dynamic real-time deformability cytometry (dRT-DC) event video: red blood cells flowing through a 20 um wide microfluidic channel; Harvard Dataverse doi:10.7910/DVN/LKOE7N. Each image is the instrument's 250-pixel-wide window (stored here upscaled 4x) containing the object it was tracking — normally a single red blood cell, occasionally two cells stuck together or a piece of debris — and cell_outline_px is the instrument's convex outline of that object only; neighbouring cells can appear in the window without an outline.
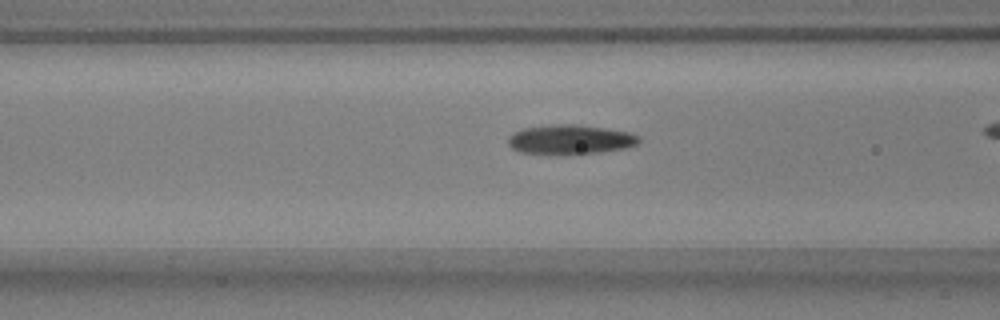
{"species": "common noctule bat (a hibernating species)", "species_latin": "Nyctalus noctula", "temperature_condition": "warm", "stored_images_in_passage": 38, "camera_frame_rate_fps": 3000, "um_per_image_px": 0.085, "animal": {"sex": "male", "body_mass_g": 17.9, "forearm_length_mm": 54.2}, "frame": {"image": 1, "passage_image": 17, "time_ms": 5.333, "image_size_px": [1000, 320], "cell_outline_px": [[640, 140], [636, 144], [624, 148], [604, 152], [568, 156], [564, 156], [520, 152], [512, 148], [508, 144], [508, 136], [512, 132], [524, 128], [556, 124], [576, 124], [604, 128], [628, 132], [640, 136]], "centroid_in_image_um": [48.44, 11.89], "position_along_channel_um": 118.2, "area_um2": 23.0}}
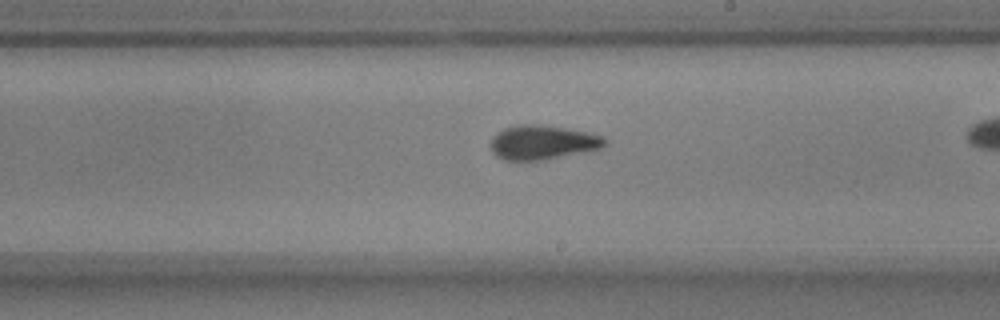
{"frame": {"image": 2, "passage_image": 27, "time_ms": 8.667, "image_size_px": [1000, 320], "cell_outline_px": [[608, 144], [600, 148], [548, 160], [504, 160], [496, 156], [492, 152], [488, 144], [492, 136], [496, 132], [504, 128], [520, 124], [544, 124], [568, 128], [604, 136], [608, 140]], "centroid_in_image_um": [46.1, 12.1], "position_along_channel_um": 242.9, "area_um2": 23.35}}